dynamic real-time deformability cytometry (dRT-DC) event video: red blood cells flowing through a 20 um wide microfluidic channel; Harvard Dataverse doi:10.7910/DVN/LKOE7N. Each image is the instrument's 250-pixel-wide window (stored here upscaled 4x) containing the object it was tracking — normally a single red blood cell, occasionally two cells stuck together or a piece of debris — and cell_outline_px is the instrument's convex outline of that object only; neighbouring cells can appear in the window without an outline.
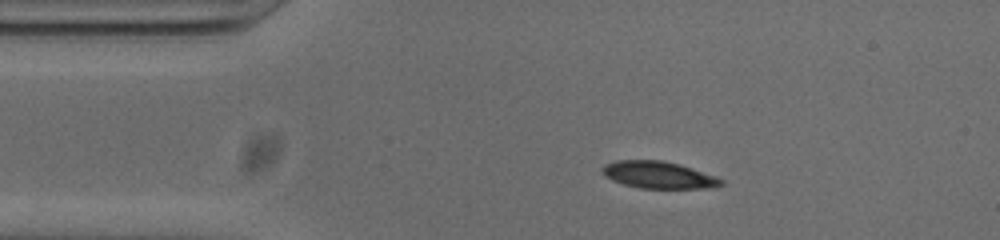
{"species": "common noctule bat (a hibernating species)", "species_latin": "Nyctalus noctula", "temperature_condition": "cold", "stored_images_in_passage": 51, "camera_frame_rate_fps": 3000, "um_per_image_px": 0.085, "animal": {"sex": "male", "body_mass_g": 20.0, "forearm_length_mm": 53.3}, "frame": {"image": 1, "passage_image": 7, "time_ms": 2.0, "image_size_px": [1000, 240], "cell_outline_px": [[724, 184], [712, 188], [640, 188], [624, 184], [612, 180], [604, 176], [600, 172], [600, 168], [604, 164], [616, 160], [664, 160], [680, 164], [692, 168], [724, 180]], "centroid_in_image_um": [55.93, 14.86], "position_along_channel_um": 29.1, "area_um2": 18.84}}
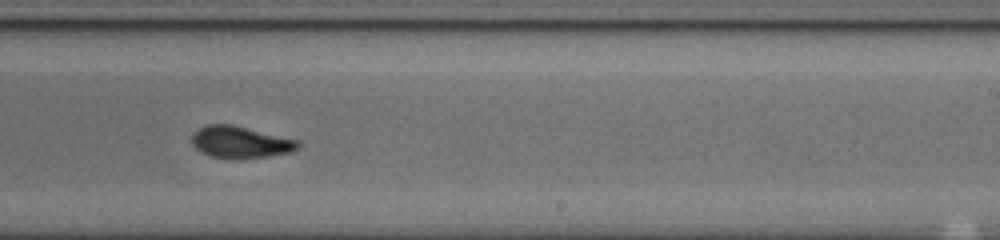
{"frame": {"image": 2, "passage_image": 29, "time_ms": 9.333, "image_size_px": [1000, 240], "cell_outline_px": [[300, 148], [292, 152], [268, 156], [212, 156], [200, 152], [192, 144], [192, 136], [200, 128], [208, 124], [232, 124], [300, 140]], "centroid_in_image_um": [20.49, 12.04], "position_along_channel_um": 268.5, "area_um2": 19.13}}
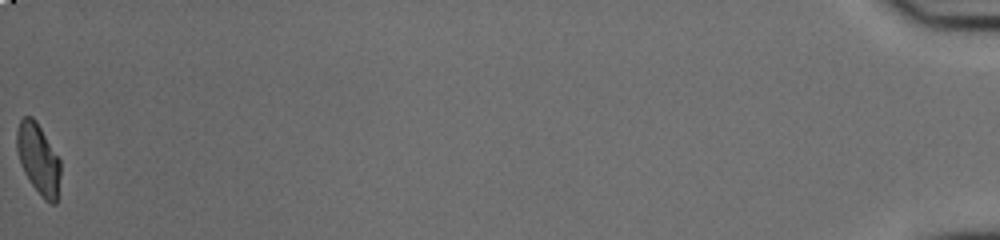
{"frame": {"image": 3, "passage_image": 51, "time_ms": 16.667, "image_size_px": [1000, 240], "cell_outline_px": [[60, 172], [56, 204], [52, 204], [44, 200], [32, 184], [24, 172], [16, 148], [16, 132], [20, 120], [24, 116], [32, 116], [36, 120], [60, 160]], "centroid_in_image_um": [3.25, 13.49], "position_along_channel_um": 431.9, "area_um2": 17.74}, "authors_computed_cell_mechanics": {"area_um2": 19.1896, "velocity_mm_per_s": 3.7921, "shape_relaxation_time_tau1_ms": 6.1515, "shape_relaxation_time_tau2_ms": 2.5137, "deformation_change_tau1": 0.1685, "deformation_change_tau2": 0.0745}}